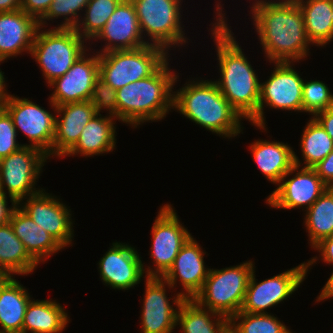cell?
I'll use <instances>...</instances> for the list:
<instances>
[{"instance_id": "cell-1", "label": "cell", "mask_w": 333, "mask_h": 333, "mask_svg": "<svg viewBox=\"0 0 333 333\" xmlns=\"http://www.w3.org/2000/svg\"><path fill=\"white\" fill-rule=\"evenodd\" d=\"M220 3L216 4L217 18L211 29L221 72V78L214 82L230 105L249 121L258 112L260 81L233 36Z\"/></svg>"}, {"instance_id": "cell-2", "label": "cell", "mask_w": 333, "mask_h": 333, "mask_svg": "<svg viewBox=\"0 0 333 333\" xmlns=\"http://www.w3.org/2000/svg\"><path fill=\"white\" fill-rule=\"evenodd\" d=\"M253 25L269 63L299 62L309 55L312 44L297 2L264 0L250 7Z\"/></svg>"}, {"instance_id": "cell-3", "label": "cell", "mask_w": 333, "mask_h": 333, "mask_svg": "<svg viewBox=\"0 0 333 333\" xmlns=\"http://www.w3.org/2000/svg\"><path fill=\"white\" fill-rule=\"evenodd\" d=\"M168 59L150 76L116 90L118 120L137 127L161 121L173 109V88L179 75L171 72Z\"/></svg>"}, {"instance_id": "cell-4", "label": "cell", "mask_w": 333, "mask_h": 333, "mask_svg": "<svg viewBox=\"0 0 333 333\" xmlns=\"http://www.w3.org/2000/svg\"><path fill=\"white\" fill-rule=\"evenodd\" d=\"M173 92V109L204 127L227 138L242 132V116L230 105L212 80H191Z\"/></svg>"}, {"instance_id": "cell-5", "label": "cell", "mask_w": 333, "mask_h": 333, "mask_svg": "<svg viewBox=\"0 0 333 333\" xmlns=\"http://www.w3.org/2000/svg\"><path fill=\"white\" fill-rule=\"evenodd\" d=\"M38 27L30 55L39 64L48 85L63 76L86 51V40L75 28Z\"/></svg>"}, {"instance_id": "cell-6", "label": "cell", "mask_w": 333, "mask_h": 333, "mask_svg": "<svg viewBox=\"0 0 333 333\" xmlns=\"http://www.w3.org/2000/svg\"><path fill=\"white\" fill-rule=\"evenodd\" d=\"M253 270L254 262L251 260L223 269H210L194 300L230 319L240 312Z\"/></svg>"}, {"instance_id": "cell-7", "label": "cell", "mask_w": 333, "mask_h": 333, "mask_svg": "<svg viewBox=\"0 0 333 333\" xmlns=\"http://www.w3.org/2000/svg\"><path fill=\"white\" fill-rule=\"evenodd\" d=\"M168 55L164 48L151 44L105 52L99 54V77L118 90L152 75L170 57Z\"/></svg>"}, {"instance_id": "cell-8", "label": "cell", "mask_w": 333, "mask_h": 333, "mask_svg": "<svg viewBox=\"0 0 333 333\" xmlns=\"http://www.w3.org/2000/svg\"><path fill=\"white\" fill-rule=\"evenodd\" d=\"M182 0H131L138 16L142 35L150 38L151 45L164 48L188 43L181 24Z\"/></svg>"}, {"instance_id": "cell-9", "label": "cell", "mask_w": 333, "mask_h": 333, "mask_svg": "<svg viewBox=\"0 0 333 333\" xmlns=\"http://www.w3.org/2000/svg\"><path fill=\"white\" fill-rule=\"evenodd\" d=\"M293 62H274L269 79L260 83L258 112L249 120L258 129L266 130L264 108L303 112L304 79L293 68ZM265 104V106H264Z\"/></svg>"}, {"instance_id": "cell-10", "label": "cell", "mask_w": 333, "mask_h": 333, "mask_svg": "<svg viewBox=\"0 0 333 333\" xmlns=\"http://www.w3.org/2000/svg\"><path fill=\"white\" fill-rule=\"evenodd\" d=\"M47 159L40 149L23 146L0 160V190L9 194L11 204H18L41 191L35 184Z\"/></svg>"}, {"instance_id": "cell-11", "label": "cell", "mask_w": 333, "mask_h": 333, "mask_svg": "<svg viewBox=\"0 0 333 333\" xmlns=\"http://www.w3.org/2000/svg\"><path fill=\"white\" fill-rule=\"evenodd\" d=\"M318 257H312L307 263L289 269L272 278L256 282L255 268L249 278L247 290L240 312L268 314L267 308L278 305L290 297L303 283L308 269L316 263Z\"/></svg>"}, {"instance_id": "cell-12", "label": "cell", "mask_w": 333, "mask_h": 333, "mask_svg": "<svg viewBox=\"0 0 333 333\" xmlns=\"http://www.w3.org/2000/svg\"><path fill=\"white\" fill-rule=\"evenodd\" d=\"M151 232L153 240L150 257L155 266L154 269L148 266L143 270L146 277H163L172 267L182 246L192 235L180 223L171 204H165L160 208Z\"/></svg>"}, {"instance_id": "cell-13", "label": "cell", "mask_w": 333, "mask_h": 333, "mask_svg": "<svg viewBox=\"0 0 333 333\" xmlns=\"http://www.w3.org/2000/svg\"><path fill=\"white\" fill-rule=\"evenodd\" d=\"M1 106L10 114L16 132L20 130L31 142L26 146L38 148L51 157L56 116L28 98L11 94Z\"/></svg>"}, {"instance_id": "cell-14", "label": "cell", "mask_w": 333, "mask_h": 333, "mask_svg": "<svg viewBox=\"0 0 333 333\" xmlns=\"http://www.w3.org/2000/svg\"><path fill=\"white\" fill-rule=\"evenodd\" d=\"M294 166L281 179L278 187L266 198L271 208L295 209L303 206L306 211L329 187L314 168H300V160L294 152ZM300 169V170H299ZM295 172L292 178L287 179Z\"/></svg>"}, {"instance_id": "cell-15", "label": "cell", "mask_w": 333, "mask_h": 333, "mask_svg": "<svg viewBox=\"0 0 333 333\" xmlns=\"http://www.w3.org/2000/svg\"><path fill=\"white\" fill-rule=\"evenodd\" d=\"M145 295L141 311V333H172L177 322V310L184 300L177 293L171 305L166 286L172 288L163 277L145 278Z\"/></svg>"}, {"instance_id": "cell-16", "label": "cell", "mask_w": 333, "mask_h": 333, "mask_svg": "<svg viewBox=\"0 0 333 333\" xmlns=\"http://www.w3.org/2000/svg\"><path fill=\"white\" fill-rule=\"evenodd\" d=\"M44 189L35 195L28 196L18 203V206L42 229L53 236L64 248L72 246L73 221L71 209L60 202ZM23 204V205H22Z\"/></svg>"}, {"instance_id": "cell-17", "label": "cell", "mask_w": 333, "mask_h": 333, "mask_svg": "<svg viewBox=\"0 0 333 333\" xmlns=\"http://www.w3.org/2000/svg\"><path fill=\"white\" fill-rule=\"evenodd\" d=\"M90 56L85 52L63 76L48 85L54 88L49 100L55 106L90 100L99 78V54Z\"/></svg>"}, {"instance_id": "cell-18", "label": "cell", "mask_w": 333, "mask_h": 333, "mask_svg": "<svg viewBox=\"0 0 333 333\" xmlns=\"http://www.w3.org/2000/svg\"><path fill=\"white\" fill-rule=\"evenodd\" d=\"M104 285L112 289L128 290L144 277V264L137 250L128 244L113 242L111 248L98 262Z\"/></svg>"}, {"instance_id": "cell-19", "label": "cell", "mask_w": 333, "mask_h": 333, "mask_svg": "<svg viewBox=\"0 0 333 333\" xmlns=\"http://www.w3.org/2000/svg\"><path fill=\"white\" fill-rule=\"evenodd\" d=\"M103 40L105 46L96 53L103 54L113 50L141 48L150 44L141 33L138 16L131 0H122L109 17L104 28L94 38ZM107 43V44H106Z\"/></svg>"}, {"instance_id": "cell-20", "label": "cell", "mask_w": 333, "mask_h": 333, "mask_svg": "<svg viewBox=\"0 0 333 333\" xmlns=\"http://www.w3.org/2000/svg\"><path fill=\"white\" fill-rule=\"evenodd\" d=\"M200 246L191 236L177 254L172 267L163 276L172 288L180 281L184 291L178 293L183 299H194L202 289L210 270L205 267L206 252L202 251Z\"/></svg>"}, {"instance_id": "cell-21", "label": "cell", "mask_w": 333, "mask_h": 333, "mask_svg": "<svg viewBox=\"0 0 333 333\" xmlns=\"http://www.w3.org/2000/svg\"><path fill=\"white\" fill-rule=\"evenodd\" d=\"M55 117L52 157L64 156L78 141L84 127L96 115L92 102L82 101L55 106L49 101ZM54 107V108H53Z\"/></svg>"}, {"instance_id": "cell-22", "label": "cell", "mask_w": 333, "mask_h": 333, "mask_svg": "<svg viewBox=\"0 0 333 333\" xmlns=\"http://www.w3.org/2000/svg\"><path fill=\"white\" fill-rule=\"evenodd\" d=\"M38 21L21 9L0 13V59L31 53Z\"/></svg>"}, {"instance_id": "cell-23", "label": "cell", "mask_w": 333, "mask_h": 333, "mask_svg": "<svg viewBox=\"0 0 333 333\" xmlns=\"http://www.w3.org/2000/svg\"><path fill=\"white\" fill-rule=\"evenodd\" d=\"M9 222L26 251L38 264L47 261L49 256L64 249L53 236L37 225L18 204L15 206Z\"/></svg>"}, {"instance_id": "cell-24", "label": "cell", "mask_w": 333, "mask_h": 333, "mask_svg": "<svg viewBox=\"0 0 333 333\" xmlns=\"http://www.w3.org/2000/svg\"><path fill=\"white\" fill-rule=\"evenodd\" d=\"M252 158L268 181L278 185L294 164V151L288 143L257 140L250 145Z\"/></svg>"}, {"instance_id": "cell-25", "label": "cell", "mask_w": 333, "mask_h": 333, "mask_svg": "<svg viewBox=\"0 0 333 333\" xmlns=\"http://www.w3.org/2000/svg\"><path fill=\"white\" fill-rule=\"evenodd\" d=\"M99 116V117H98ZM115 118L94 115L84 127L77 143L64 155L91 157L108 152H112L116 145V127L114 126Z\"/></svg>"}, {"instance_id": "cell-26", "label": "cell", "mask_w": 333, "mask_h": 333, "mask_svg": "<svg viewBox=\"0 0 333 333\" xmlns=\"http://www.w3.org/2000/svg\"><path fill=\"white\" fill-rule=\"evenodd\" d=\"M31 300L28 291L19 281L8 276L0 284V333H22L27 305Z\"/></svg>"}, {"instance_id": "cell-27", "label": "cell", "mask_w": 333, "mask_h": 333, "mask_svg": "<svg viewBox=\"0 0 333 333\" xmlns=\"http://www.w3.org/2000/svg\"><path fill=\"white\" fill-rule=\"evenodd\" d=\"M70 317L56 300H30L27 305L22 333H60Z\"/></svg>"}, {"instance_id": "cell-28", "label": "cell", "mask_w": 333, "mask_h": 333, "mask_svg": "<svg viewBox=\"0 0 333 333\" xmlns=\"http://www.w3.org/2000/svg\"><path fill=\"white\" fill-rule=\"evenodd\" d=\"M303 13L308 40L316 46L333 41V0H295Z\"/></svg>"}, {"instance_id": "cell-29", "label": "cell", "mask_w": 333, "mask_h": 333, "mask_svg": "<svg viewBox=\"0 0 333 333\" xmlns=\"http://www.w3.org/2000/svg\"><path fill=\"white\" fill-rule=\"evenodd\" d=\"M38 263L15 235L10 222L0 226V273L6 276L32 273Z\"/></svg>"}, {"instance_id": "cell-30", "label": "cell", "mask_w": 333, "mask_h": 333, "mask_svg": "<svg viewBox=\"0 0 333 333\" xmlns=\"http://www.w3.org/2000/svg\"><path fill=\"white\" fill-rule=\"evenodd\" d=\"M228 320L225 316L200 306L194 299H184L177 312L176 325L181 326L182 333H220Z\"/></svg>"}, {"instance_id": "cell-31", "label": "cell", "mask_w": 333, "mask_h": 333, "mask_svg": "<svg viewBox=\"0 0 333 333\" xmlns=\"http://www.w3.org/2000/svg\"><path fill=\"white\" fill-rule=\"evenodd\" d=\"M304 220L312 248L333 235V187H328L306 210Z\"/></svg>"}, {"instance_id": "cell-32", "label": "cell", "mask_w": 333, "mask_h": 333, "mask_svg": "<svg viewBox=\"0 0 333 333\" xmlns=\"http://www.w3.org/2000/svg\"><path fill=\"white\" fill-rule=\"evenodd\" d=\"M301 153L304 161L303 167L313 168L333 151V140L322 125L310 118L305 126L301 138Z\"/></svg>"}, {"instance_id": "cell-33", "label": "cell", "mask_w": 333, "mask_h": 333, "mask_svg": "<svg viewBox=\"0 0 333 333\" xmlns=\"http://www.w3.org/2000/svg\"><path fill=\"white\" fill-rule=\"evenodd\" d=\"M121 1L90 0L84 9V18H81V22L75 27L76 32L86 41L94 39Z\"/></svg>"}, {"instance_id": "cell-34", "label": "cell", "mask_w": 333, "mask_h": 333, "mask_svg": "<svg viewBox=\"0 0 333 333\" xmlns=\"http://www.w3.org/2000/svg\"><path fill=\"white\" fill-rule=\"evenodd\" d=\"M230 320L241 333H292L288 327L273 314H254L239 312Z\"/></svg>"}, {"instance_id": "cell-35", "label": "cell", "mask_w": 333, "mask_h": 333, "mask_svg": "<svg viewBox=\"0 0 333 333\" xmlns=\"http://www.w3.org/2000/svg\"><path fill=\"white\" fill-rule=\"evenodd\" d=\"M90 0H53L46 14L38 21L40 27L47 25V20L53 21L63 17L64 21L58 28H75L80 22V10L83 11ZM84 8V9H83ZM79 12V13H78Z\"/></svg>"}, {"instance_id": "cell-36", "label": "cell", "mask_w": 333, "mask_h": 333, "mask_svg": "<svg viewBox=\"0 0 333 333\" xmlns=\"http://www.w3.org/2000/svg\"><path fill=\"white\" fill-rule=\"evenodd\" d=\"M328 86L319 80L303 83L302 104L303 112L310 113L314 118L318 113L333 107V94Z\"/></svg>"}, {"instance_id": "cell-37", "label": "cell", "mask_w": 333, "mask_h": 333, "mask_svg": "<svg viewBox=\"0 0 333 333\" xmlns=\"http://www.w3.org/2000/svg\"><path fill=\"white\" fill-rule=\"evenodd\" d=\"M90 101L96 114L99 115L101 110H109L108 116L118 120L116 90L100 77L94 83Z\"/></svg>"}, {"instance_id": "cell-38", "label": "cell", "mask_w": 333, "mask_h": 333, "mask_svg": "<svg viewBox=\"0 0 333 333\" xmlns=\"http://www.w3.org/2000/svg\"><path fill=\"white\" fill-rule=\"evenodd\" d=\"M17 135L10 114L0 106V160L26 146L18 143Z\"/></svg>"}, {"instance_id": "cell-39", "label": "cell", "mask_w": 333, "mask_h": 333, "mask_svg": "<svg viewBox=\"0 0 333 333\" xmlns=\"http://www.w3.org/2000/svg\"><path fill=\"white\" fill-rule=\"evenodd\" d=\"M53 0H22L20 9L39 21L49 9Z\"/></svg>"}, {"instance_id": "cell-40", "label": "cell", "mask_w": 333, "mask_h": 333, "mask_svg": "<svg viewBox=\"0 0 333 333\" xmlns=\"http://www.w3.org/2000/svg\"><path fill=\"white\" fill-rule=\"evenodd\" d=\"M313 168L329 187H333V151Z\"/></svg>"}, {"instance_id": "cell-41", "label": "cell", "mask_w": 333, "mask_h": 333, "mask_svg": "<svg viewBox=\"0 0 333 333\" xmlns=\"http://www.w3.org/2000/svg\"><path fill=\"white\" fill-rule=\"evenodd\" d=\"M314 250L320 252L323 262L333 265V235L323 239L314 247Z\"/></svg>"}, {"instance_id": "cell-42", "label": "cell", "mask_w": 333, "mask_h": 333, "mask_svg": "<svg viewBox=\"0 0 333 333\" xmlns=\"http://www.w3.org/2000/svg\"><path fill=\"white\" fill-rule=\"evenodd\" d=\"M333 140V107L318 113L314 117Z\"/></svg>"}, {"instance_id": "cell-43", "label": "cell", "mask_w": 333, "mask_h": 333, "mask_svg": "<svg viewBox=\"0 0 333 333\" xmlns=\"http://www.w3.org/2000/svg\"><path fill=\"white\" fill-rule=\"evenodd\" d=\"M7 199V195L0 190V226L9 222L11 214L17 205L12 204V206L8 208Z\"/></svg>"}, {"instance_id": "cell-44", "label": "cell", "mask_w": 333, "mask_h": 333, "mask_svg": "<svg viewBox=\"0 0 333 333\" xmlns=\"http://www.w3.org/2000/svg\"><path fill=\"white\" fill-rule=\"evenodd\" d=\"M330 298H333V272L322 288L321 293L317 296L316 302H322V300L325 301V299L327 300Z\"/></svg>"}, {"instance_id": "cell-45", "label": "cell", "mask_w": 333, "mask_h": 333, "mask_svg": "<svg viewBox=\"0 0 333 333\" xmlns=\"http://www.w3.org/2000/svg\"><path fill=\"white\" fill-rule=\"evenodd\" d=\"M22 0H0V13L20 9Z\"/></svg>"}, {"instance_id": "cell-46", "label": "cell", "mask_w": 333, "mask_h": 333, "mask_svg": "<svg viewBox=\"0 0 333 333\" xmlns=\"http://www.w3.org/2000/svg\"><path fill=\"white\" fill-rule=\"evenodd\" d=\"M3 59H0V63H3ZM4 73L0 69V106L3 104V102L9 97L10 93L8 94L6 90V83H5V77Z\"/></svg>"}, {"instance_id": "cell-47", "label": "cell", "mask_w": 333, "mask_h": 333, "mask_svg": "<svg viewBox=\"0 0 333 333\" xmlns=\"http://www.w3.org/2000/svg\"><path fill=\"white\" fill-rule=\"evenodd\" d=\"M220 333H241L236 325L229 319L221 328Z\"/></svg>"}, {"instance_id": "cell-48", "label": "cell", "mask_w": 333, "mask_h": 333, "mask_svg": "<svg viewBox=\"0 0 333 333\" xmlns=\"http://www.w3.org/2000/svg\"><path fill=\"white\" fill-rule=\"evenodd\" d=\"M8 276L1 274L0 275V284L7 278Z\"/></svg>"}, {"instance_id": "cell-49", "label": "cell", "mask_w": 333, "mask_h": 333, "mask_svg": "<svg viewBox=\"0 0 333 333\" xmlns=\"http://www.w3.org/2000/svg\"><path fill=\"white\" fill-rule=\"evenodd\" d=\"M261 1H264V0H255V3H258V2H261ZM281 1H294V0H281Z\"/></svg>"}]
</instances>
